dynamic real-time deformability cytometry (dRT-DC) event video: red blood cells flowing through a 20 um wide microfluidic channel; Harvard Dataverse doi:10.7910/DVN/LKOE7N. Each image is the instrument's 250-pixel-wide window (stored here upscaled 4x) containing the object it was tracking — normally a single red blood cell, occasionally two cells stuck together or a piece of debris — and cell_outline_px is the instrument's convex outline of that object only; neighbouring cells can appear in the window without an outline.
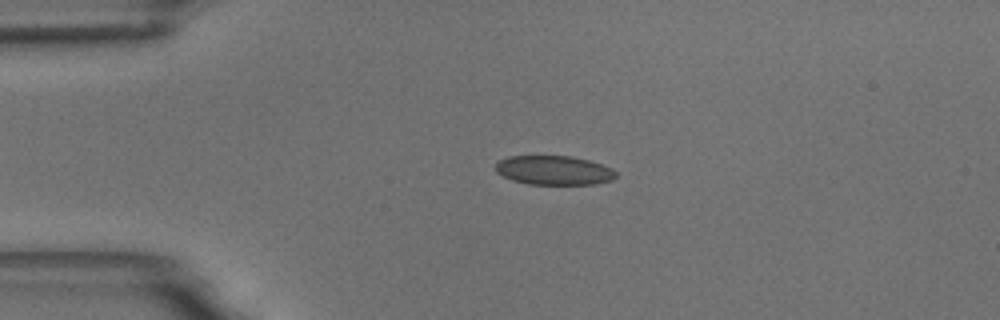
{"species": "common noctule bat (a hibernating species)", "species_latin": "Nyctalus noctula", "temperature_condition": "room temperature", "stored_images_in_passage": 57, "camera_frame_rate_fps": 3000, "um_per_image_px": 0.085, "animal": {"sex": "male", "body_mass_g": 18.8}, "frame": {"image": 1, "passage_image": 12, "time_ms": 3.667, "image_size_px": [1000, 320], "cell_outline_px": [[616, 176], [612, 180], [596, 184], [528, 184], [512, 180], [496, 172], [496, 164], [500, 160], [508, 156], [572, 156], [588, 160], [612, 168], [616, 172]], "centroid_in_image_um": [47.09, 14.47], "position_along_channel_um": 37.9, "area_um2": 20.4}}
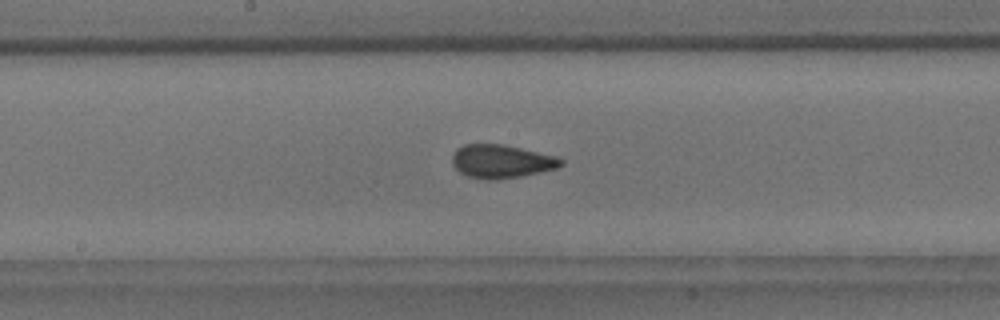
{"frame": {"image": 2, "passage_image": 29, "time_ms": 9.333, "image_size_px": [1000, 320], "cell_outline_px": [[564, 164], [560, 168], [520, 176], [496, 180], [488, 180], [468, 176], [460, 172], [452, 164], [452, 152], [456, 148], [464, 144], [504, 144], [556, 156], [564, 160]], "centroid_in_image_um": [42.62, 13.71], "position_along_channel_um": 205.6, "area_um2": 21.39}}
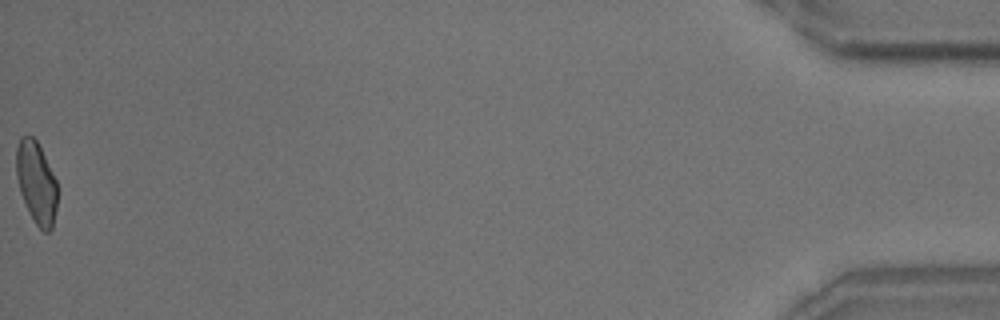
{"frame": {"image": 3, "passage_image": 57, "time_ms": 18.667, "image_size_px": [1000, 320], "cell_outline_px": [[56, 208], [52, 228], [48, 232], [44, 232], [36, 224], [20, 192], [16, 176], [16, 148], [20, 136], [32, 136], [36, 140], [56, 180]], "centroid_in_image_um": [3.07, 15.5], "position_along_channel_um": 432.1, "area_um2": 19.19}, "authors_computed_cell_mechanics": {"area_um2": 20.6924, "velocity_mm_per_s": 3.4907, "shape_relaxation_time_tau1_ms": 8.5725, "shape_relaxation_time_tau2_ms": 1.088, "deformation_change_tau1": 0.162, "deformation_change_tau2": 0.0673}}